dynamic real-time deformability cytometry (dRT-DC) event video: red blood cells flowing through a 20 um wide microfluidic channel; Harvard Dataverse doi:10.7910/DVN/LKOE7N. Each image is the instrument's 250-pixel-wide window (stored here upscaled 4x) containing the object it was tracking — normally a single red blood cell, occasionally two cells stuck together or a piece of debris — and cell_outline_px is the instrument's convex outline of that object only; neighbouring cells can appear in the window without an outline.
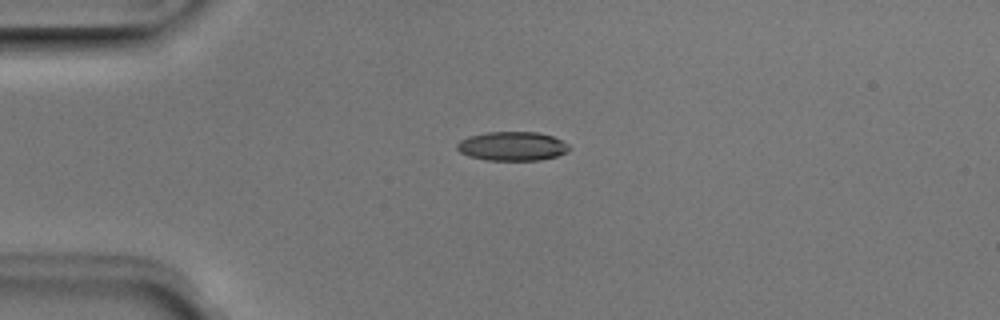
{"species": "Egyptian fruit bat (a non-hibernating species)", "species_latin": "Rousettus aegyptiacus", "temperature_condition": "room temperature", "stored_images_in_passage": 39, "camera_frame_rate_fps": 3000, "um_per_image_px": 0.085, "animal": {"sex": "male"}, "frame": {"image": 1, "passage_image": 1, "time_ms": 0.0, "image_size_px": [1000, 320], "cell_outline_px": [[572, 148], [568, 152], [556, 156], [540, 160], [488, 160], [468, 156], [460, 152], [456, 148], [456, 144], [460, 140], [468, 136], [488, 132], [536, 132], [552, 136], [568, 144]], "centroid_in_image_um": [43.54, 12.43], "position_along_channel_um": 41.5, "area_um2": 19.02}}
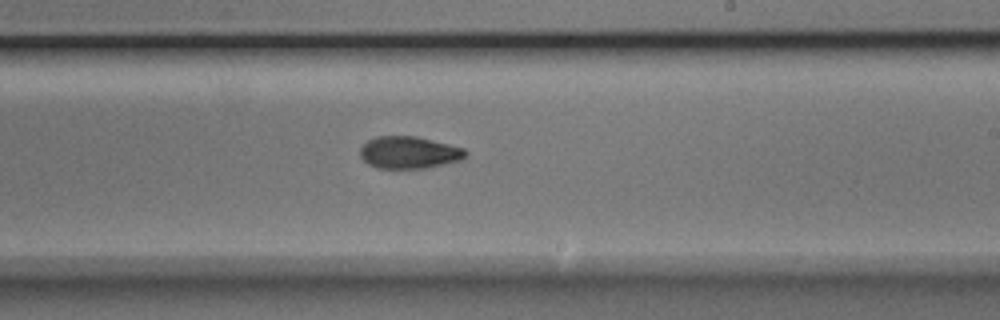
{"frame": {"image": 2, "passage_image": 19, "time_ms": 6.0, "image_size_px": [1000, 320], "cell_outline_px": [[468, 152], [460, 160], [428, 168], [376, 168], [368, 164], [360, 156], [360, 148], [368, 140], [376, 136], [416, 136], [464, 148]], "centroid_in_image_um": [34.75, 12.96], "position_along_channel_um": 254.3, "area_um2": 19.71}}
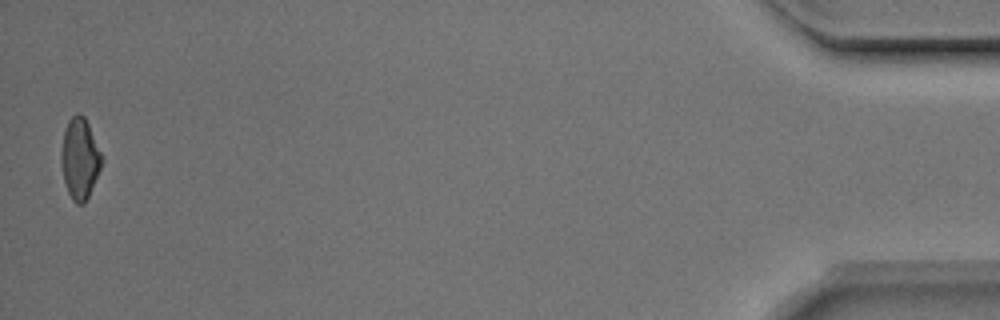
{"frame": {"image": 3, "passage_image": 39, "time_ms": 12.667, "image_size_px": [1000, 320], "cell_outline_px": [[104, 160], [88, 196], [84, 204], [76, 204], [72, 200], [68, 192], [64, 180], [60, 164], [60, 152], [64, 132], [68, 120], [76, 112], [80, 112], [84, 116], [104, 156]], "centroid_in_image_um": [6.78, 13.46], "position_along_channel_um": 428.4, "area_um2": 19.36}, "authors_computed_cell_mechanics": {"area_um2": 19.7098, "velocity_mm_per_s": 3.9943, "shape_relaxation_time_tau1_ms": 4.8561, "shape_relaxation_time_tau2_ms": 5.5898, "deformation_change_tau1": 0.1502, "deformation_change_tau2": 0.1122}}